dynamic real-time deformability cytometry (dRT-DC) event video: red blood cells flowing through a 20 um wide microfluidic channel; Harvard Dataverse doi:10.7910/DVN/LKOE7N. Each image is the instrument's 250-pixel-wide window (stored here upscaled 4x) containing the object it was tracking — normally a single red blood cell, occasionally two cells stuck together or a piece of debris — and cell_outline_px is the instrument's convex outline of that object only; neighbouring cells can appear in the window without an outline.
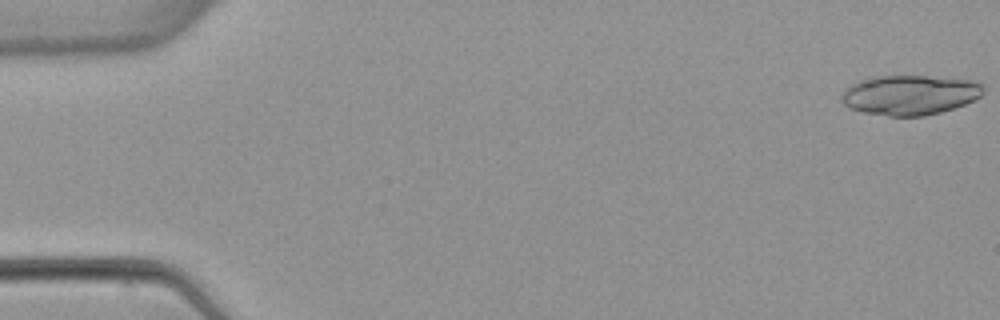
{"species": "common noctule bat (a hibernating species)", "species_latin": "Nyctalus noctula", "temperature_condition": "warm", "stored_images_in_passage": 6, "segment_of_instrument_passage": [1, 2], "camera_frame_rate_fps": 3000, "um_per_image_px": 0.085, "animal": {"sex": "female", "body_mass_g": 22.7, "forearm_length_mm": 54.2}, "frame": {"image": 1, "passage_image": 1, "time_ms": 0.0, "image_size_px": [1000, 320], "cell_outline_px": [[984, 88], [980, 96], [976, 100], [940, 112], [924, 116], [888, 116], [864, 112], [848, 108], [844, 104], [840, 96], [844, 88], [868, 76], [928, 76], [980, 80], [984, 84]], "centroid_in_image_um": [77.35, 8.05], "position_along_channel_um": 7.7, "area_um2": 33.35}}